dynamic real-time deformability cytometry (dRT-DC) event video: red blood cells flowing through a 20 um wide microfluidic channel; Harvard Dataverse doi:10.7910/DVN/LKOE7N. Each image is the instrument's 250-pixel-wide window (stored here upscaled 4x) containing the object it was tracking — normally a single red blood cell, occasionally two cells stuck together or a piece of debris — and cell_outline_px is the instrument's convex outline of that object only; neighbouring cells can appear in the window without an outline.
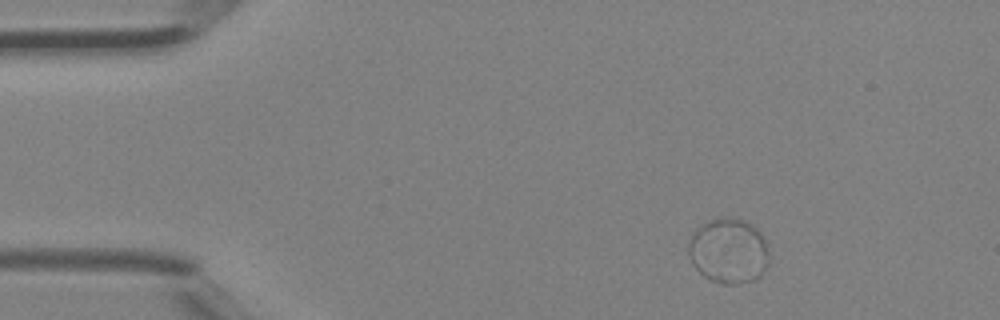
{"species": "Egyptian fruit bat (a non-hibernating species)", "species_latin": "Rousettus aegyptiacus", "temperature_condition": "room temperature", "stored_images_in_passage": 3, "camera_frame_rate_fps": 3000, "um_per_image_px": 0.085, "animal": {"sex": "female"}, "frame": {"image": 1, "passage_image": 1, "time_ms": 0.0, "image_size_px": [1000, 320], "cell_outline_px": [[768, 264], [760, 276], [752, 280], [736, 284], [720, 284], [704, 276], [692, 264], [688, 252], [688, 244], [692, 232], [696, 228], [712, 220], [724, 216], [728, 216], [744, 220], [752, 224], [764, 236], [768, 252]], "centroid_in_image_um": [61.93, 21.31], "position_along_channel_um": 23.1, "area_um2": 30.75}}
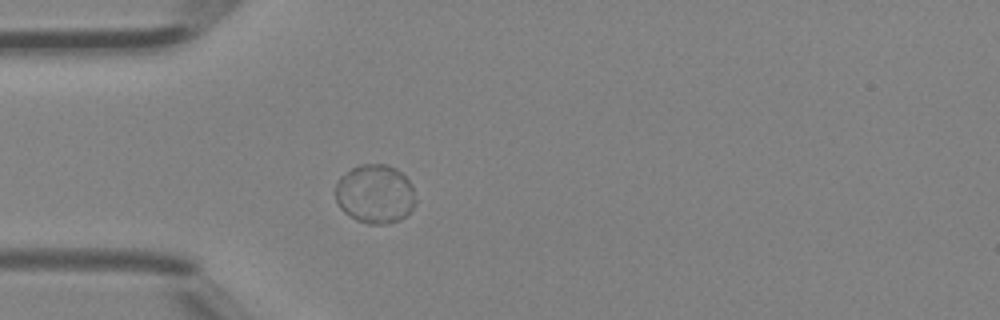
{"frame": {"image": 2, "passage_image": 3, "time_ms": 0.667, "image_size_px": [1000, 320], "cell_outline_px": [[416, 204], [400, 220], [388, 224], [368, 224], [356, 220], [344, 212], [340, 208], [336, 200], [336, 180], [340, 176], [352, 168], [360, 164], [384, 164], [396, 168], [408, 180], [412, 188], [416, 200]], "centroid_in_image_um": [31.86, 16.49], "position_along_channel_um": 53.1, "area_um2": 27.57}}